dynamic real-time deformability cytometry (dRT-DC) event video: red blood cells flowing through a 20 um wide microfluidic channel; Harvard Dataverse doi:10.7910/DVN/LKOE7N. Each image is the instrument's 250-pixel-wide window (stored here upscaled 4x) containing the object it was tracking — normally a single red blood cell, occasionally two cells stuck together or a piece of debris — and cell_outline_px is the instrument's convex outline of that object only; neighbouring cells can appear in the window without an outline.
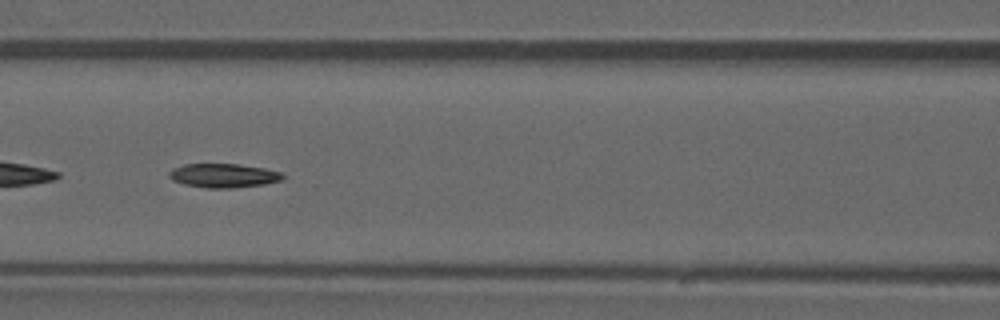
{"species": "common noctule bat (a hibernating species)", "species_latin": "Nyctalus noctula", "temperature_condition": "warm", "stored_images_in_passage": 44, "camera_frame_rate_fps": 3000, "um_per_image_px": 0.085, "animal": {"sex": "male", "forearm_length_mm": 52.5}, "frame": {"image": 1, "passage_image": 19, "time_ms": 6.0, "image_size_px": [1000, 320], "cell_outline_px": [[284, 176], [280, 180], [264, 184], [236, 188], [204, 188], [184, 184], [172, 180], [168, 176], [168, 172], [172, 168], [184, 164], [240, 164], [264, 168], [284, 172]], "centroid_in_image_um": [18.98, 14.92], "position_along_channel_um": 147.6, "area_um2": 16.07}}